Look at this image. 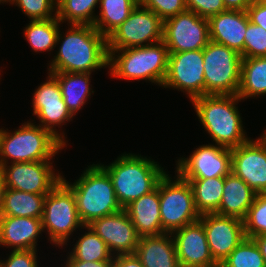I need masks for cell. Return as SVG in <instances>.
<instances>
[{"mask_svg":"<svg viewBox=\"0 0 266 267\" xmlns=\"http://www.w3.org/2000/svg\"><path fill=\"white\" fill-rule=\"evenodd\" d=\"M69 26L64 37L59 29L56 45L61 46L50 61L47 73H92L108 67L107 38L93 25Z\"/></svg>","mask_w":266,"mask_h":267,"instance_id":"obj_1","label":"cell"},{"mask_svg":"<svg viewBox=\"0 0 266 267\" xmlns=\"http://www.w3.org/2000/svg\"><path fill=\"white\" fill-rule=\"evenodd\" d=\"M237 95H204L191 101L204 130L215 144L234 148L247 142Z\"/></svg>","mask_w":266,"mask_h":267,"instance_id":"obj_2","label":"cell"},{"mask_svg":"<svg viewBox=\"0 0 266 267\" xmlns=\"http://www.w3.org/2000/svg\"><path fill=\"white\" fill-rule=\"evenodd\" d=\"M99 165L110 176L122 208L156 189L167 173L155 160L134 153H124L108 166Z\"/></svg>","mask_w":266,"mask_h":267,"instance_id":"obj_3","label":"cell"},{"mask_svg":"<svg viewBox=\"0 0 266 267\" xmlns=\"http://www.w3.org/2000/svg\"><path fill=\"white\" fill-rule=\"evenodd\" d=\"M82 173L73 184L63 175L62 180L73 191L77 213L84 226L123 209L117 200L110 176L98 163L88 166Z\"/></svg>","mask_w":266,"mask_h":267,"instance_id":"obj_4","label":"cell"},{"mask_svg":"<svg viewBox=\"0 0 266 267\" xmlns=\"http://www.w3.org/2000/svg\"><path fill=\"white\" fill-rule=\"evenodd\" d=\"M108 54L111 77L129 81L147 80L159 86L164 83L169 52L163 41L141 47L108 50Z\"/></svg>","mask_w":266,"mask_h":267,"instance_id":"obj_5","label":"cell"},{"mask_svg":"<svg viewBox=\"0 0 266 267\" xmlns=\"http://www.w3.org/2000/svg\"><path fill=\"white\" fill-rule=\"evenodd\" d=\"M35 123L24 122L12 133L0 129V168L10 163L52 160L65 148L49 130Z\"/></svg>","mask_w":266,"mask_h":267,"instance_id":"obj_6","label":"cell"},{"mask_svg":"<svg viewBox=\"0 0 266 267\" xmlns=\"http://www.w3.org/2000/svg\"><path fill=\"white\" fill-rule=\"evenodd\" d=\"M42 225L50 243L58 248L67 245L71 234L84 226L77 213L73 191L63 180L45 197Z\"/></svg>","mask_w":266,"mask_h":267,"instance_id":"obj_7","label":"cell"},{"mask_svg":"<svg viewBox=\"0 0 266 267\" xmlns=\"http://www.w3.org/2000/svg\"><path fill=\"white\" fill-rule=\"evenodd\" d=\"M205 95H237L242 56L233 49L209 41L203 49Z\"/></svg>","mask_w":266,"mask_h":267,"instance_id":"obj_8","label":"cell"},{"mask_svg":"<svg viewBox=\"0 0 266 267\" xmlns=\"http://www.w3.org/2000/svg\"><path fill=\"white\" fill-rule=\"evenodd\" d=\"M174 178L173 181L166 173L159 181L160 217L165 233H173L200 219L190 184L178 174Z\"/></svg>","mask_w":266,"mask_h":267,"instance_id":"obj_9","label":"cell"},{"mask_svg":"<svg viewBox=\"0 0 266 267\" xmlns=\"http://www.w3.org/2000/svg\"><path fill=\"white\" fill-rule=\"evenodd\" d=\"M164 21L140 3L129 17L107 37V50L151 45L163 40Z\"/></svg>","mask_w":266,"mask_h":267,"instance_id":"obj_10","label":"cell"},{"mask_svg":"<svg viewBox=\"0 0 266 267\" xmlns=\"http://www.w3.org/2000/svg\"><path fill=\"white\" fill-rule=\"evenodd\" d=\"M162 41L169 53L204 49L210 41L209 21L186 10L164 20Z\"/></svg>","mask_w":266,"mask_h":267,"instance_id":"obj_11","label":"cell"},{"mask_svg":"<svg viewBox=\"0 0 266 267\" xmlns=\"http://www.w3.org/2000/svg\"><path fill=\"white\" fill-rule=\"evenodd\" d=\"M161 87L181 90L191 101L204 96L203 49L169 53L167 75Z\"/></svg>","mask_w":266,"mask_h":267,"instance_id":"obj_12","label":"cell"},{"mask_svg":"<svg viewBox=\"0 0 266 267\" xmlns=\"http://www.w3.org/2000/svg\"><path fill=\"white\" fill-rule=\"evenodd\" d=\"M51 160L4 164L0 169L7 188L33 194H48L61 180Z\"/></svg>","mask_w":266,"mask_h":267,"instance_id":"obj_13","label":"cell"},{"mask_svg":"<svg viewBox=\"0 0 266 267\" xmlns=\"http://www.w3.org/2000/svg\"><path fill=\"white\" fill-rule=\"evenodd\" d=\"M47 78V81L41 83L34 91L32 99L33 115L37 116L39 122H41L39 126L49 130L67 147L64 132L63 134L62 132L58 133L56 127L65 125L74 116L64 102L57 79L50 73H48Z\"/></svg>","mask_w":266,"mask_h":267,"instance_id":"obj_14","label":"cell"},{"mask_svg":"<svg viewBox=\"0 0 266 267\" xmlns=\"http://www.w3.org/2000/svg\"><path fill=\"white\" fill-rule=\"evenodd\" d=\"M231 148L206 144L196 148L187 158H180L176 173L181 178L225 177L231 173Z\"/></svg>","mask_w":266,"mask_h":267,"instance_id":"obj_15","label":"cell"},{"mask_svg":"<svg viewBox=\"0 0 266 267\" xmlns=\"http://www.w3.org/2000/svg\"><path fill=\"white\" fill-rule=\"evenodd\" d=\"M231 172L244 180L257 194L266 193V139L260 136L251 138L231 148Z\"/></svg>","mask_w":266,"mask_h":267,"instance_id":"obj_16","label":"cell"},{"mask_svg":"<svg viewBox=\"0 0 266 267\" xmlns=\"http://www.w3.org/2000/svg\"><path fill=\"white\" fill-rule=\"evenodd\" d=\"M210 253L220 265L228 255L246 238L243 220L217 213L200 215Z\"/></svg>","mask_w":266,"mask_h":267,"instance_id":"obj_17","label":"cell"},{"mask_svg":"<svg viewBox=\"0 0 266 267\" xmlns=\"http://www.w3.org/2000/svg\"><path fill=\"white\" fill-rule=\"evenodd\" d=\"M89 226L107 244L114 256L135 253L140 236L124 209L98 218Z\"/></svg>","mask_w":266,"mask_h":267,"instance_id":"obj_18","label":"cell"},{"mask_svg":"<svg viewBox=\"0 0 266 267\" xmlns=\"http://www.w3.org/2000/svg\"><path fill=\"white\" fill-rule=\"evenodd\" d=\"M171 235L181 267H219L210 253L204 226L199 220Z\"/></svg>","mask_w":266,"mask_h":267,"instance_id":"obj_19","label":"cell"},{"mask_svg":"<svg viewBox=\"0 0 266 267\" xmlns=\"http://www.w3.org/2000/svg\"><path fill=\"white\" fill-rule=\"evenodd\" d=\"M210 41L225 45L244 58V36L247 30V12L226 10L209 19Z\"/></svg>","mask_w":266,"mask_h":267,"instance_id":"obj_20","label":"cell"},{"mask_svg":"<svg viewBox=\"0 0 266 267\" xmlns=\"http://www.w3.org/2000/svg\"><path fill=\"white\" fill-rule=\"evenodd\" d=\"M42 232V218L0 216V246L36 250Z\"/></svg>","mask_w":266,"mask_h":267,"instance_id":"obj_21","label":"cell"},{"mask_svg":"<svg viewBox=\"0 0 266 267\" xmlns=\"http://www.w3.org/2000/svg\"><path fill=\"white\" fill-rule=\"evenodd\" d=\"M140 237L164 234L160 217L159 183L156 189L123 208Z\"/></svg>","mask_w":266,"mask_h":267,"instance_id":"obj_22","label":"cell"},{"mask_svg":"<svg viewBox=\"0 0 266 267\" xmlns=\"http://www.w3.org/2000/svg\"><path fill=\"white\" fill-rule=\"evenodd\" d=\"M134 254L144 267H181L171 233L140 237Z\"/></svg>","mask_w":266,"mask_h":267,"instance_id":"obj_23","label":"cell"},{"mask_svg":"<svg viewBox=\"0 0 266 267\" xmlns=\"http://www.w3.org/2000/svg\"><path fill=\"white\" fill-rule=\"evenodd\" d=\"M256 194L244 180L231 172L224 177L223 195L217 214L243 220Z\"/></svg>","mask_w":266,"mask_h":267,"instance_id":"obj_24","label":"cell"},{"mask_svg":"<svg viewBox=\"0 0 266 267\" xmlns=\"http://www.w3.org/2000/svg\"><path fill=\"white\" fill-rule=\"evenodd\" d=\"M62 97L70 113L75 116L89 100L94 90L90 88L91 73L55 72Z\"/></svg>","mask_w":266,"mask_h":267,"instance_id":"obj_25","label":"cell"},{"mask_svg":"<svg viewBox=\"0 0 266 267\" xmlns=\"http://www.w3.org/2000/svg\"><path fill=\"white\" fill-rule=\"evenodd\" d=\"M46 195L7 188L0 216L42 218Z\"/></svg>","mask_w":266,"mask_h":267,"instance_id":"obj_26","label":"cell"},{"mask_svg":"<svg viewBox=\"0 0 266 267\" xmlns=\"http://www.w3.org/2000/svg\"><path fill=\"white\" fill-rule=\"evenodd\" d=\"M182 179L190 184L194 204L200 215L217 213L223 195L224 177Z\"/></svg>","mask_w":266,"mask_h":267,"instance_id":"obj_27","label":"cell"},{"mask_svg":"<svg viewBox=\"0 0 266 267\" xmlns=\"http://www.w3.org/2000/svg\"><path fill=\"white\" fill-rule=\"evenodd\" d=\"M262 95H266V57L242 58L237 96L244 100Z\"/></svg>","mask_w":266,"mask_h":267,"instance_id":"obj_28","label":"cell"},{"mask_svg":"<svg viewBox=\"0 0 266 267\" xmlns=\"http://www.w3.org/2000/svg\"><path fill=\"white\" fill-rule=\"evenodd\" d=\"M137 5L135 0H100L101 9L93 26L107 38L129 17Z\"/></svg>","mask_w":266,"mask_h":267,"instance_id":"obj_29","label":"cell"},{"mask_svg":"<svg viewBox=\"0 0 266 267\" xmlns=\"http://www.w3.org/2000/svg\"><path fill=\"white\" fill-rule=\"evenodd\" d=\"M25 27L24 37L35 52L52 51L56 47L57 37L62 22L57 18L31 20Z\"/></svg>","mask_w":266,"mask_h":267,"instance_id":"obj_30","label":"cell"},{"mask_svg":"<svg viewBox=\"0 0 266 267\" xmlns=\"http://www.w3.org/2000/svg\"><path fill=\"white\" fill-rule=\"evenodd\" d=\"M83 228L87 229V232L85 231L76 240L77 242L67 256V260H80L85 262L113 260L114 255L94 230L89 225L83 226Z\"/></svg>","mask_w":266,"mask_h":267,"instance_id":"obj_31","label":"cell"},{"mask_svg":"<svg viewBox=\"0 0 266 267\" xmlns=\"http://www.w3.org/2000/svg\"><path fill=\"white\" fill-rule=\"evenodd\" d=\"M99 3L100 0H57L56 17L69 25H93Z\"/></svg>","mask_w":266,"mask_h":267,"instance_id":"obj_32","label":"cell"},{"mask_svg":"<svg viewBox=\"0 0 266 267\" xmlns=\"http://www.w3.org/2000/svg\"><path fill=\"white\" fill-rule=\"evenodd\" d=\"M219 267H266V263L255 241L245 238Z\"/></svg>","mask_w":266,"mask_h":267,"instance_id":"obj_33","label":"cell"},{"mask_svg":"<svg viewBox=\"0 0 266 267\" xmlns=\"http://www.w3.org/2000/svg\"><path fill=\"white\" fill-rule=\"evenodd\" d=\"M246 238L266 234V193L256 194L253 204L243 219Z\"/></svg>","mask_w":266,"mask_h":267,"instance_id":"obj_34","label":"cell"},{"mask_svg":"<svg viewBox=\"0 0 266 267\" xmlns=\"http://www.w3.org/2000/svg\"><path fill=\"white\" fill-rule=\"evenodd\" d=\"M266 57V30L249 21L244 36V58Z\"/></svg>","mask_w":266,"mask_h":267,"instance_id":"obj_35","label":"cell"},{"mask_svg":"<svg viewBox=\"0 0 266 267\" xmlns=\"http://www.w3.org/2000/svg\"><path fill=\"white\" fill-rule=\"evenodd\" d=\"M12 4L19 7L29 20H47L56 17L57 0H13Z\"/></svg>","mask_w":266,"mask_h":267,"instance_id":"obj_36","label":"cell"},{"mask_svg":"<svg viewBox=\"0 0 266 267\" xmlns=\"http://www.w3.org/2000/svg\"><path fill=\"white\" fill-rule=\"evenodd\" d=\"M140 4L163 21L187 10L186 0H142Z\"/></svg>","mask_w":266,"mask_h":267,"instance_id":"obj_37","label":"cell"},{"mask_svg":"<svg viewBox=\"0 0 266 267\" xmlns=\"http://www.w3.org/2000/svg\"><path fill=\"white\" fill-rule=\"evenodd\" d=\"M186 8L207 19L226 11L223 0H186Z\"/></svg>","mask_w":266,"mask_h":267,"instance_id":"obj_38","label":"cell"},{"mask_svg":"<svg viewBox=\"0 0 266 267\" xmlns=\"http://www.w3.org/2000/svg\"><path fill=\"white\" fill-rule=\"evenodd\" d=\"M37 250H12L8 258L0 260V267H38Z\"/></svg>","mask_w":266,"mask_h":267,"instance_id":"obj_39","label":"cell"},{"mask_svg":"<svg viewBox=\"0 0 266 267\" xmlns=\"http://www.w3.org/2000/svg\"><path fill=\"white\" fill-rule=\"evenodd\" d=\"M249 21L266 30V4L253 2L246 10Z\"/></svg>","mask_w":266,"mask_h":267,"instance_id":"obj_40","label":"cell"},{"mask_svg":"<svg viewBox=\"0 0 266 267\" xmlns=\"http://www.w3.org/2000/svg\"><path fill=\"white\" fill-rule=\"evenodd\" d=\"M112 267H144L135 254L115 255Z\"/></svg>","mask_w":266,"mask_h":267,"instance_id":"obj_41","label":"cell"},{"mask_svg":"<svg viewBox=\"0 0 266 267\" xmlns=\"http://www.w3.org/2000/svg\"><path fill=\"white\" fill-rule=\"evenodd\" d=\"M113 260L102 261H80V260H66V265L63 267H112Z\"/></svg>","mask_w":266,"mask_h":267,"instance_id":"obj_42","label":"cell"},{"mask_svg":"<svg viewBox=\"0 0 266 267\" xmlns=\"http://www.w3.org/2000/svg\"><path fill=\"white\" fill-rule=\"evenodd\" d=\"M226 10L246 11L254 0H223Z\"/></svg>","mask_w":266,"mask_h":267,"instance_id":"obj_43","label":"cell"},{"mask_svg":"<svg viewBox=\"0 0 266 267\" xmlns=\"http://www.w3.org/2000/svg\"><path fill=\"white\" fill-rule=\"evenodd\" d=\"M260 249L261 255L263 256L266 263V234L258 235L252 238Z\"/></svg>","mask_w":266,"mask_h":267,"instance_id":"obj_44","label":"cell"},{"mask_svg":"<svg viewBox=\"0 0 266 267\" xmlns=\"http://www.w3.org/2000/svg\"><path fill=\"white\" fill-rule=\"evenodd\" d=\"M6 189H7V187L5 184L4 176H3V173L0 169V211H1L2 206H3Z\"/></svg>","mask_w":266,"mask_h":267,"instance_id":"obj_45","label":"cell"},{"mask_svg":"<svg viewBox=\"0 0 266 267\" xmlns=\"http://www.w3.org/2000/svg\"><path fill=\"white\" fill-rule=\"evenodd\" d=\"M12 1H13V0H0V4H1V3L4 4L5 2H6V3L8 2L9 4H11Z\"/></svg>","mask_w":266,"mask_h":267,"instance_id":"obj_46","label":"cell"},{"mask_svg":"<svg viewBox=\"0 0 266 267\" xmlns=\"http://www.w3.org/2000/svg\"><path fill=\"white\" fill-rule=\"evenodd\" d=\"M255 2H259L261 4H266V0H254Z\"/></svg>","mask_w":266,"mask_h":267,"instance_id":"obj_47","label":"cell"},{"mask_svg":"<svg viewBox=\"0 0 266 267\" xmlns=\"http://www.w3.org/2000/svg\"><path fill=\"white\" fill-rule=\"evenodd\" d=\"M262 136L266 139V129L264 130V133H262Z\"/></svg>","mask_w":266,"mask_h":267,"instance_id":"obj_48","label":"cell"}]
</instances>
